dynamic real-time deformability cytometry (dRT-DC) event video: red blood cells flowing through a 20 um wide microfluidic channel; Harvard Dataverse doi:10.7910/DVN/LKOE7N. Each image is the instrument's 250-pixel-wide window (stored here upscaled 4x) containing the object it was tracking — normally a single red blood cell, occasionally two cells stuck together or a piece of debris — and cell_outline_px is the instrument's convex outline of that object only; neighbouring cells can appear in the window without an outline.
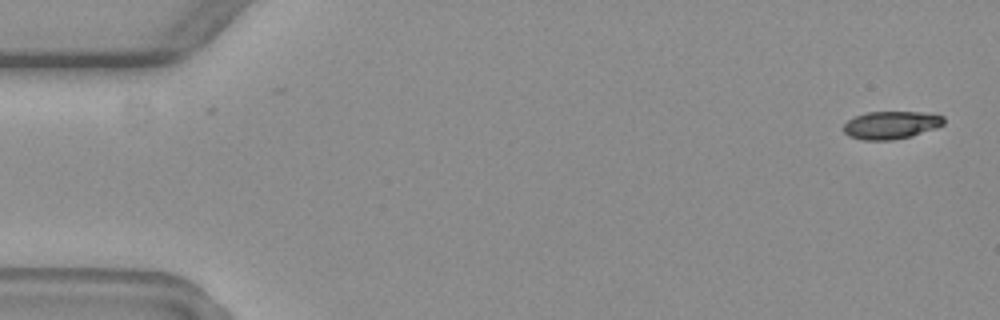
{"species": "common noctule bat (a hibernating species)", "species_latin": "Nyctalus noctula", "temperature_condition": "warm", "stored_images_in_passage": 2, "camera_frame_rate_fps": 3000, "um_per_image_px": 0.085, "animal": {"sex": "female", "body_mass_g": 19.3, "forearm_length_mm": 54.1}, "frame": {"image": 1, "passage_image": 2, "time_ms": 1.0, "image_size_px": [1000, 320], "cell_outline_px": [[944, 124], [936, 128], [912, 136], [892, 140], [864, 140], [848, 136], [844, 132], [844, 124], [848, 120], [856, 116], [868, 112], [920, 112], [944, 116]], "centroid_in_image_um": [75.74, 10.63], "position_along_channel_um": 9.3, "area_um2": 16.18}}